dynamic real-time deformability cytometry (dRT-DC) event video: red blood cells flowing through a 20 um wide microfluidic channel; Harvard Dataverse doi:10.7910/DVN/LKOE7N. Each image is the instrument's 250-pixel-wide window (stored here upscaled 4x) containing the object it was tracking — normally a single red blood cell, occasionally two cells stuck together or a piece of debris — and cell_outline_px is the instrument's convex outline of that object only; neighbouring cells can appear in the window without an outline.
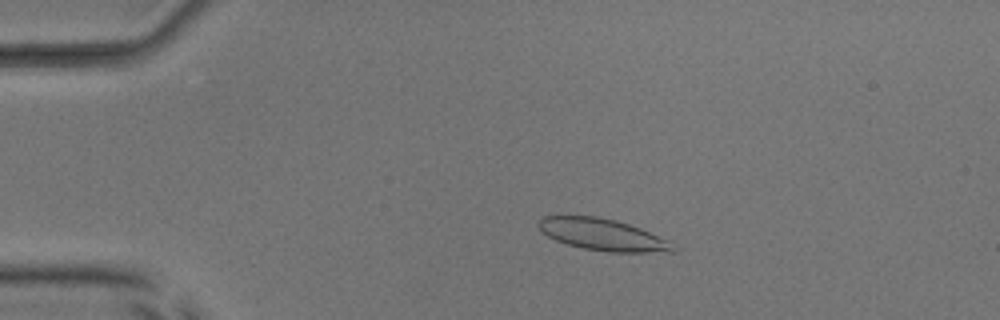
{"species": "common noctule bat (a hibernating species)", "species_latin": "Nyctalus noctula", "temperature_condition": "room temperature", "stored_images_in_passage": 49, "camera_frame_rate_fps": 3000, "um_per_image_px": 0.085, "animal": {"sex": "male", "body_mass_g": 17.9, "forearm_length_mm": 54.2}, "frame": {"image": 1, "passage_image": 8, "time_ms": 2.333, "image_size_px": [1000, 320], "cell_outline_px": [[676, 252], [608, 252], [584, 248], [568, 244], [556, 240], [548, 236], [536, 224], [544, 216], [596, 216], [616, 220], [640, 228], [672, 240], [676, 248]], "centroid_in_image_um": [51.31, 19.95], "position_along_channel_um": 33.7, "area_um2": 24.91}}
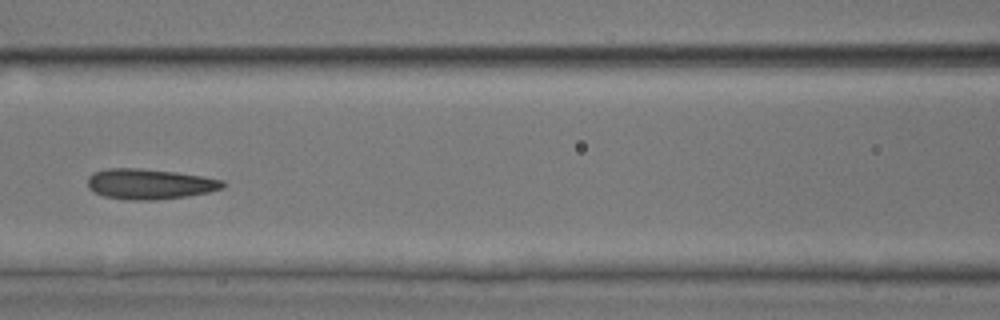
{"frame": {"image": 2, "passage_image": 21, "time_ms": 6.667, "image_size_px": [1000, 320], "cell_outline_px": [[228, 184], [224, 188], [208, 192], [188, 196], [152, 200], [128, 200], [104, 196], [88, 188], [88, 176], [92, 172], [108, 168], [140, 168], [176, 172], [204, 176], [224, 180]], "centroid_in_image_um": [12.75, 15.63], "position_along_channel_um": 153.8, "area_um2": 24.16}}
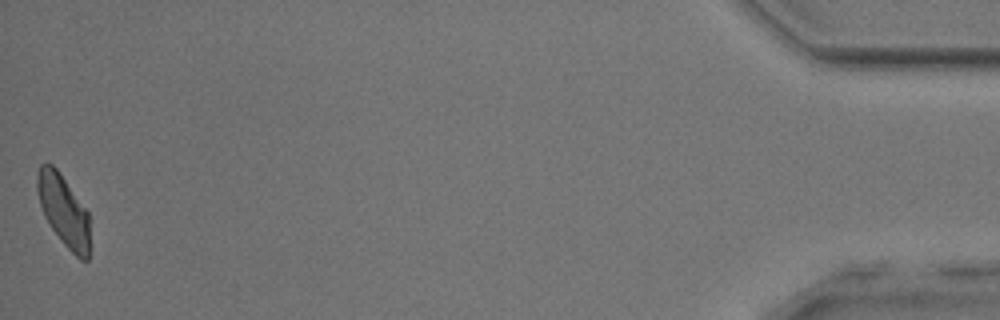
{"frame": {"image": 3, "passage_image": 49, "time_ms": 16.0, "image_size_px": [1000, 320], "cell_outline_px": [[88, 260], [80, 260], [64, 244], [52, 228], [44, 216], [40, 204], [36, 188], [36, 176], [40, 164], [52, 164], [56, 168], [88, 212]], "centroid_in_image_um": [5.37, 17.87], "position_along_channel_um": 429.8, "area_um2": 21.33}, "authors_computed_cell_mechanics": {"area_um2": 23.8136, "velocity_mm_per_s": 3.9546, "shape_relaxation_time_tau1_ms": 6.18, "shape_relaxation_time_tau2_ms": 2.1242, "deformation_change_tau1": 0.1438, "deformation_change_tau2": 0.1069}}